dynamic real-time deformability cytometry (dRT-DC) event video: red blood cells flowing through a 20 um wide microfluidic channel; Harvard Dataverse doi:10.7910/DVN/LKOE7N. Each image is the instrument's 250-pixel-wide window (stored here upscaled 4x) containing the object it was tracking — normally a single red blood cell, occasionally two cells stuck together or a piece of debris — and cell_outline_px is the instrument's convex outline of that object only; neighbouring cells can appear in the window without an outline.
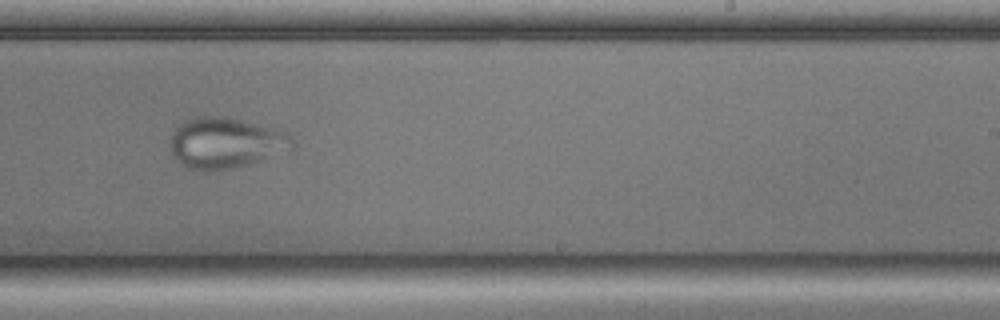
{"species": "common noctule bat (a hibernating species)", "species_latin": "Nyctalus noctula", "temperature_condition": "cold", "stored_images_in_passage": 52, "camera_frame_rate_fps": 3000, "um_per_image_px": 0.085, "animal": {"sex": "male", "body_mass_g": 17.9, "forearm_length_mm": 54.2}, "frame": {"image": 1, "passage_image": 33, "time_ms": 10.667, "image_size_px": [1000, 320], "cell_outline_px": [[296, 144], [292, 148], [248, 164], [232, 168], [212, 172], [200, 172], [188, 168], [180, 164], [172, 156], [172, 136], [176, 128], [180, 124], [196, 116], [220, 116], [240, 120], [288, 132]], "centroid_in_image_um": [19.15, 12.17], "position_along_channel_um": 269.8, "area_um2": 35.89}}